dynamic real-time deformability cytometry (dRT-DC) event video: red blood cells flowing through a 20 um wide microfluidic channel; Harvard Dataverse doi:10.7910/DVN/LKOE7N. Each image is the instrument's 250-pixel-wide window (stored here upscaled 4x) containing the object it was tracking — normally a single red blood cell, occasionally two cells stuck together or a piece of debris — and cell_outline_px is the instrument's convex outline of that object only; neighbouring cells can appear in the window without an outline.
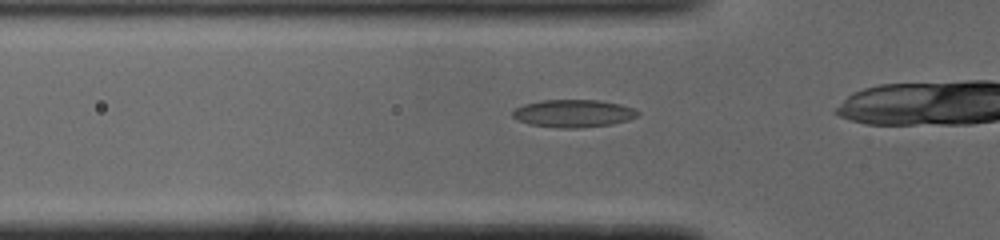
{"species": "common noctule bat (a hibernating species)", "species_latin": "Nyctalus noctula", "temperature_condition": "cold", "stored_images_in_passage": 36, "camera_frame_rate_fps": 3000, "um_per_image_px": 0.085, "animal": {"sex": "male", "body_mass_g": 19.0, "forearm_length_mm": 50.8}, "frame": {"image": 1, "passage_image": 12, "time_ms": 3.667, "image_size_px": [1000, 240], "cell_outline_px": [[640, 116], [628, 120], [612, 124], [576, 128], [560, 128], [528, 124], [512, 116], [512, 112], [516, 108], [524, 104], [540, 100], [600, 100], [620, 104], [632, 108], [640, 112]], "centroid_in_image_um": [48.76, 9.64], "position_along_channel_um": 77.0, "area_um2": 20.17}}
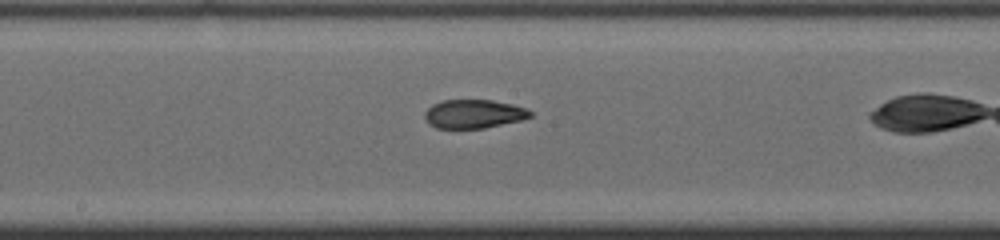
{"frame": {"image": 2, "passage_image": 22, "time_ms": 7.0, "image_size_px": [1000, 240], "cell_outline_px": [[532, 116], [520, 120], [484, 128], [436, 128], [428, 124], [424, 116], [424, 112], [432, 104], [444, 100], [492, 100], [512, 104], [528, 108], [532, 112]], "centroid_in_image_um": [40.26, 9.68], "position_along_channel_um": 207.9, "area_um2": 17.69}}
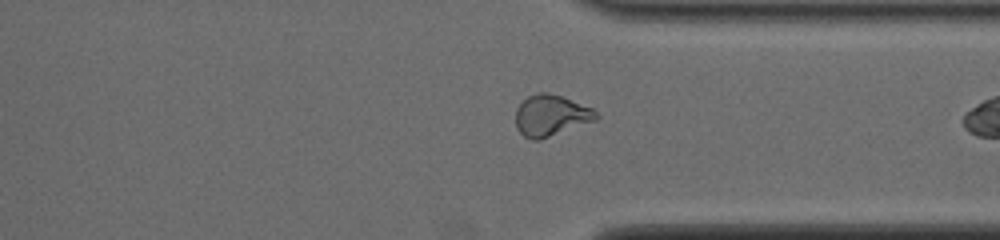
{"frame": {"image": 3, "passage_image": 34, "time_ms": 11.0, "image_size_px": [1000, 240], "cell_outline_px": [[600, 116], [596, 120], [540, 140], [532, 140], [524, 136], [516, 128], [516, 108], [528, 96], [540, 92], [544, 92], [560, 96], [592, 108]], "centroid_in_image_um": [46.82, 9.83], "position_along_channel_um": 364.6, "area_um2": 19.13}}